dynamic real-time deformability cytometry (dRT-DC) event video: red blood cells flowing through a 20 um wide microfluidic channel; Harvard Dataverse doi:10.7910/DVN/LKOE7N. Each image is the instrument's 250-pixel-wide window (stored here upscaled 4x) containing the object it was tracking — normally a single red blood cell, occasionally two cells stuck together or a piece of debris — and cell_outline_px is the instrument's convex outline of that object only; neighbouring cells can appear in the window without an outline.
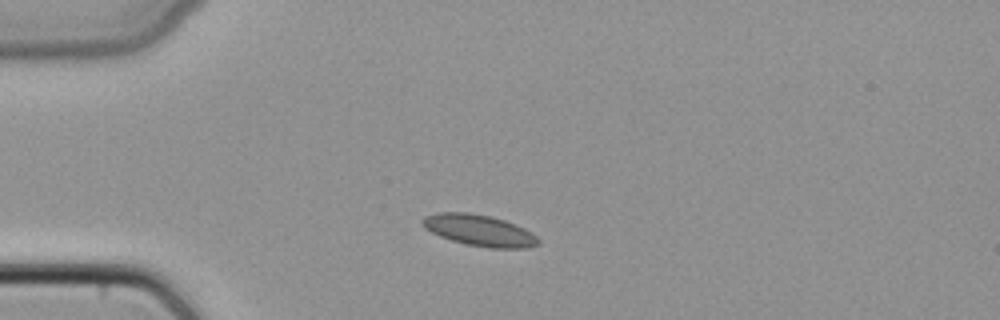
{"species": "common noctule bat (a hibernating species)", "species_latin": "Nyctalus noctula", "temperature_condition": "cold", "stored_images_in_passage": 37, "camera_frame_rate_fps": 3000, "um_per_image_px": 0.085, "animal": {"sex": "female", "body_mass_g": 22.7, "forearm_length_mm": 54.2}, "frame": {"image": 1, "passage_image": 1, "time_ms": 0.0, "image_size_px": [1000, 320], "cell_outline_px": [[540, 244], [528, 248], [492, 248], [468, 244], [452, 240], [440, 236], [424, 228], [420, 220], [424, 216], [436, 212], [468, 212], [492, 216], [504, 220], [524, 228], [536, 236], [540, 240]], "centroid_in_image_um": [40.73, 19.57], "position_along_channel_um": 44.3, "area_um2": 21.15}}
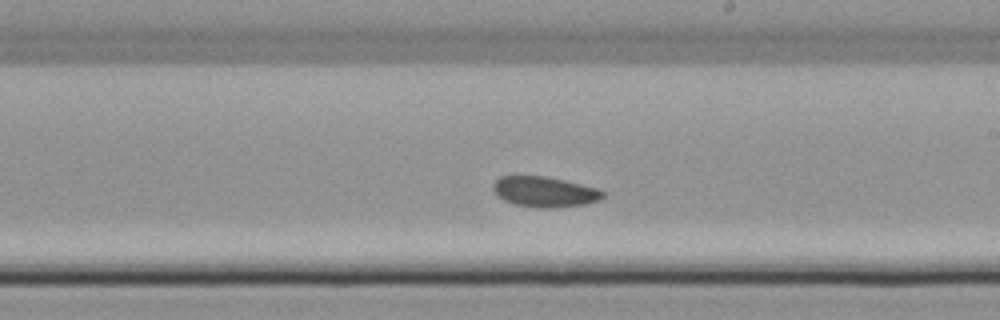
{"frame": {"image": 2, "passage_image": 17, "time_ms": 5.333, "image_size_px": [1000, 320], "cell_outline_px": [[604, 196], [600, 200], [584, 204], [552, 208], [536, 208], [516, 204], [504, 200], [496, 196], [492, 188], [492, 184], [500, 176], [544, 176], [564, 180], [596, 188], [604, 192]], "centroid_in_image_um": [46.25, 16.3], "position_along_channel_um": 242.7, "area_um2": 19.42}}
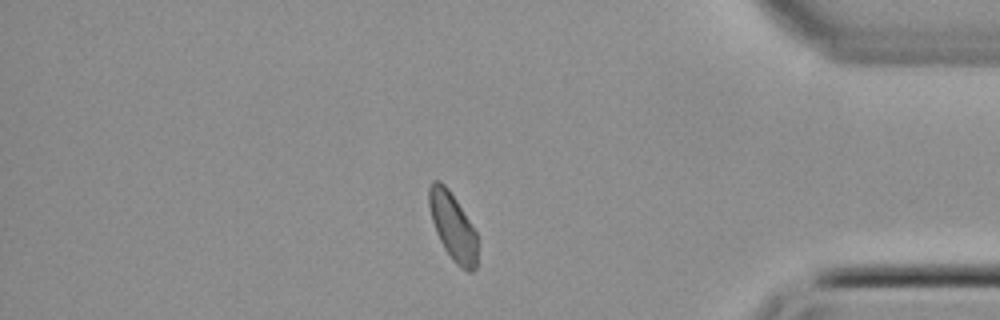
{"frame": {"image": 3, "passage_image": 30, "time_ms": 9.667, "image_size_px": [1000, 320], "cell_outline_px": [[476, 268], [472, 272], [468, 272], [460, 268], [452, 260], [444, 248], [436, 232], [432, 220], [428, 204], [428, 188], [432, 180], [440, 180], [448, 188], [456, 200], [476, 232]], "centroid_in_image_um": [38.46, 19.25], "position_along_channel_um": 396.7, "area_um2": 18.96}}